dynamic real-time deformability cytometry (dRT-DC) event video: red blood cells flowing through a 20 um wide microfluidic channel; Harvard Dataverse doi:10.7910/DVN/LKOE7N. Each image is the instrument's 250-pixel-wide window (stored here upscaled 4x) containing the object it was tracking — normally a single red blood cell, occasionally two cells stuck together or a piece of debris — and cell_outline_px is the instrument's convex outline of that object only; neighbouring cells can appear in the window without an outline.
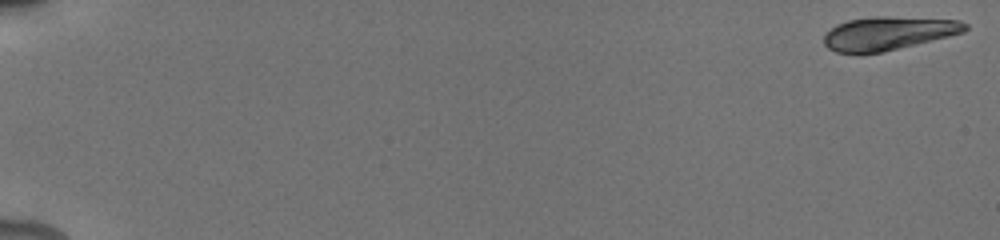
{"species": "human", "species_latin": "Homo sapiens", "temperature_condition": "cold", "stored_images_in_passage": 26, "camera_frame_rate_fps": 3000, "um_per_image_px": 0.085, "donor": {"sex": "male"}, "frame": {"image": 1, "passage_image": 1, "time_ms": 0.0, "image_size_px": [1000, 240], "cell_outline_px": [[968, 28], [964, 32], [884, 52], [860, 56], [836, 52], [828, 48], [824, 44], [824, 36], [836, 24], [848, 20], [876, 16], [888, 16], [960, 20], [968, 24]], "centroid_in_image_um": [75.46, 2.86], "position_along_channel_um": 9.5, "area_um2": 27.92}}
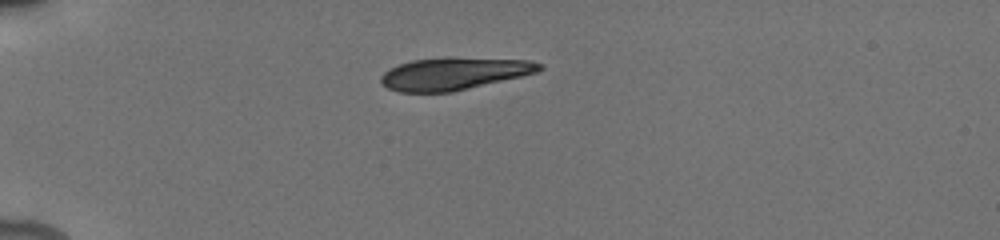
{"frame": {"image": 2, "passage_image": 16, "time_ms": 5.0, "image_size_px": [1000, 240], "cell_outline_px": [[544, 68], [536, 72], [520, 76], [452, 92], [400, 92], [388, 88], [380, 84], [380, 76], [388, 68], [412, 60], [448, 56], [452, 56], [528, 60], [544, 64]], "centroid_in_image_um": [38.56, 6.23], "position_along_channel_um": 46.4, "area_um2": 30.23}}
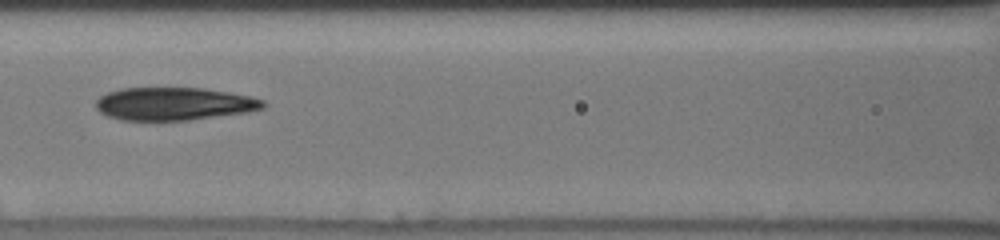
{"frame": {"image": 3, "passage_image": 24, "time_ms": 8.667, "image_size_px": [1000, 240], "cell_outline_px": [[268, 104], [264, 108], [248, 112], [188, 120], [120, 120], [108, 116], [100, 112], [96, 108], [96, 100], [100, 96], [108, 92], [120, 88], [204, 88], [252, 96], [264, 100]], "centroid_in_image_um": [14.82, 8.82], "position_along_channel_um": 151.8, "area_um2": 32.19}}